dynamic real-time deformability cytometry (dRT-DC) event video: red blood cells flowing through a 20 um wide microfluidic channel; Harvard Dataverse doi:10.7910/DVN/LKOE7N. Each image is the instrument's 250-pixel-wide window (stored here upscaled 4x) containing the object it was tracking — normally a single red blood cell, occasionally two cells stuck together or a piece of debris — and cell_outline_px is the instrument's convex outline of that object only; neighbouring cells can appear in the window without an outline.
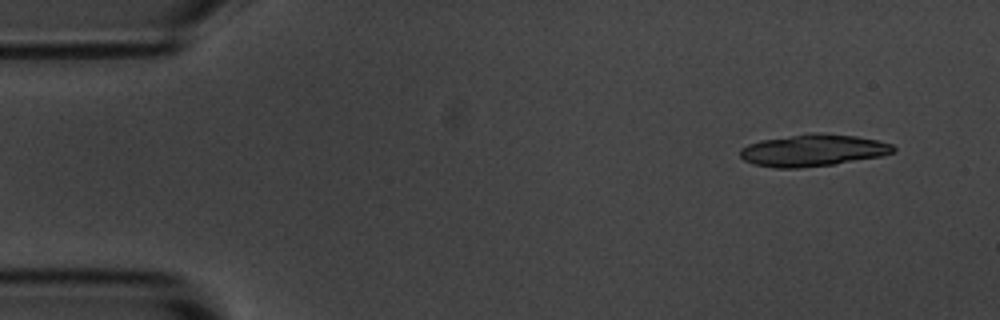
{"species": "common noctule bat (a hibernating species)", "species_latin": "Nyctalus noctula", "temperature_condition": "room temperature", "stored_images_in_passage": 4, "camera_frame_rate_fps": 3000, "um_per_image_px": 0.085, "animal": {"sex": "male", "body_mass_g": 20.1, "forearm_length_mm": 53.5}, "frame": {"image": 1, "passage_image": 1, "time_ms": 0.0, "image_size_px": [1000, 320], "cell_outline_px": [[896, 152], [880, 156], [832, 164], [800, 168], [776, 168], [752, 164], [744, 160], [740, 156], [740, 148], [748, 144], [760, 140], [808, 132], [816, 132], [856, 136], [876, 140], [892, 144], [896, 148]], "centroid_in_image_um": [69.07, 12.77], "position_along_channel_um": 15.9, "area_um2": 28.67}}